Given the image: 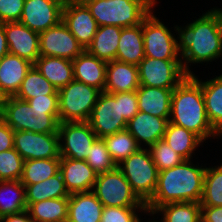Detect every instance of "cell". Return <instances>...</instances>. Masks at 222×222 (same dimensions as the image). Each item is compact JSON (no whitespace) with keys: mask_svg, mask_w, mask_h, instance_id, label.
Listing matches in <instances>:
<instances>
[{"mask_svg":"<svg viewBox=\"0 0 222 222\" xmlns=\"http://www.w3.org/2000/svg\"><path fill=\"white\" fill-rule=\"evenodd\" d=\"M189 22L184 26L175 25L172 30L177 36L183 70L187 75H193L191 65H207L222 58V28L212 8Z\"/></svg>","mask_w":222,"mask_h":222,"instance_id":"1","label":"cell"},{"mask_svg":"<svg viewBox=\"0 0 222 222\" xmlns=\"http://www.w3.org/2000/svg\"><path fill=\"white\" fill-rule=\"evenodd\" d=\"M194 165L193 160L159 171L156 190L145 204L147 212L171 202H199L203 196L206 164Z\"/></svg>","mask_w":222,"mask_h":222,"instance_id":"2","label":"cell"},{"mask_svg":"<svg viewBox=\"0 0 222 222\" xmlns=\"http://www.w3.org/2000/svg\"><path fill=\"white\" fill-rule=\"evenodd\" d=\"M169 122L193 132L203 142L222 138L208 120L201 84L192 75L172 92Z\"/></svg>","mask_w":222,"mask_h":222,"instance_id":"3","label":"cell"},{"mask_svg":"<svg viewBox=\"0 0 222 222\" xmlns=\"http://www.w3.org/2000/svg\"><path fill=\"white\" fill-rule=\"evenodd\" d=\"M98 26H136L155 8L157 0H83Z\"/></svg>","mask_w":222,"mask_h":222,"instance_id":"4","label":"cell"},{"mask_svg":"<svg viewBox=\"0 0 222 222\" xmlns=\"http://www.w3.org/2000/svg\"><path fill=\"white\" fill-rule=\"evenodd\" d=\"M1 119L14 131L58 133L59 110H39L15 96L5 97Z\"/></svg>","mask_w":222,"mask_h":222,"instance_id":"5","label":"cell"},{"mask_svg":"<svg viewBox=\"0 0 222 222\" xmlns=\"http://www.w3.org/2000/svg\"><path fill=\"white\" fill-rule=\"evenodd\" d=\"M130 183L133 192L146 204L153 196L158 182V168L147 148H139L117 165Z\"/></svg>","mask_w":222,"mask_h":222,"instance_id":"6","label":"cell"},{"mask_svg":"<svg viewBox=\"0 0 222 222\" xmlns=\"http://www.w3.org/2000/svg\"><path fill=\"white\" fill-rule=\"evenodd\" d=\"M100 93L76 80L58 90L59 123L88 121Z\"/></svg>","mask_w":222,"mask_h":222,"instance_id":"7","label":"cell"},{"mask_svg":"<svg viewBox=\"0 0 222 222\" xmlns=\"http://www.w3.org/2000/svg\"><path fill=\"white\" fill-rule=\"evenodd\" d=\"M152 10L142 21L145 57L161 60H181L177 37Z\"/></svg>","mask_w":222,"mask_h":222,"instance_id":"8","label":"cell"},{"mask_svg":"<svg viewBox=\"0 0 222 222\" xmlns=\"http://www.w3.org/2000/svg\"><path fill=\"white\" fill-rule=\"evenodd\" d=\"M92 192L103 207H146L117 167L112 171L99 173Z\"/></svg>","mask_w":222,"mask_h":222,"instance_id":"9","label":"cell"},{"mask_svg":"<svg viewBox=\"0 0 222 222\" xmlns=\"http://www.w3.org/2000/svg\"><path fill=\"white\" fill-rule=\"evenodd\" d=\"M87 122L97 138L126 129L128 122L121 114L120 93L102 91Z\"/></svg>","mask_w":222,"mask_h":222,"instance_id":"10","label":"cell"},{"mask_svg":"<svg viewBox=\"0 0 222 222\" xmlns=\"http://www.w3.org/2000/svg\"><path fill=\"white\" fill-rule=\"evenodd\" d=\"M140 85L164 89L176 88L187 76L181 60L144 57L137 65Z\"/></svg>","mask_w":222,"mask_h":222,"instance_id":"11","label":"cell"},{"mask_svg":"<svg viewBox=\"0 0 222 222\" xmlns=\"http://www.w3.org/2000/svg\"><path fill=\"white\" fill-rule=\"evenodd\" d=\"M60 157L85 160L97 138L89 123L61 122L58 126Z\"/></svg>","mask_w":222,"mask_h":222,"instance_id":"12","label":"cell"},{"mask_svg":"<svg viewBox=\"0 0 222 222\" xmlns=\"http://www.w3.org/2000/svg\"><path fill=\"white\" fill-rule=\"evenodd\" d=\"M14 149L24 160L61 158L58 133L14 131Z\"/></svg>","mask_w":222,"mask_h":222,"instance_id":"13","label":"cell"},{"mask_svg":"<svg viewBox=\"0 0 222 222\" xmlns=\"http://www.w3.org/2000/svg\"><path fill=\"white\" fill-rule=\"evenodd\" d=\"M39 48L40 56H53L69 60H74L85 50L63 21L39 33Z\"/></svg>","mask_w":222,"mask_h":222,"instance_id":"14","label":"cell"},{"mask_svg":"<svg viewBox=\"0 0 222 222\" xmlns=\"http://www.w3.org/2000/svg\"><path fill=\"white\" fill-rule=\"evenodd\" d=\"M63 7L57 0H25L19 22L35 32H43L62 21Z\"/></svg>","mask_w":222,"mask_h":222,"instance_id":"15","label":"cell"},{"mask_svg":"<svg viewBox=\"0 0 222 222\" xmlns=\"http://www.w3.org/2000/svg\"><path fill=\"white\" fill-rule=\"evenodd\" d=\"M62 21L86 50L98 30V24L83 2L64 5Z\"/></svg>","mask_w":222,"mask_h":222,"instance_id":"16","label":"cell"},{"mask_svg":"<svg viewBox=\"0 0 222 222\" xmlns=\"http://www.w3.org/2000/svg\"><path fill=\"white\" fill-rule=\"evenodd\" d=\"M4 30L9 53L34 64L40 57L39 33L29 29L19 21L5 22Z\"/></svg>","mask_w":222,"mask_h":222,"instance_id":"17","label":"cell"},{"mask_svg":"<svg viewBox=\"0 0 222 222\" xmlns=\"http://www.w3.org/2000/svg\"><path fill=\"white\" fill-rule=\"evenodd\" d=\"M169 118H160L138 111L127 123V130L141 148H148L163 139Z\"/></svg>","mask_w":222,"mask_h":222,"instance_id":"18","label":"cell"},{"mask_svg":"<svg viewBox=\"0 0 222 222\" xmlns=\"http://www.w3.org/2000/svg\"><path fill=\"white\" fill-rule=\"evenodd\" d=\"M60 173L69 194L92 191L98 173L85 160L60 158Z\"/></svg>","mask_w":222,"mask_h":222,"instance_id":"19","label":"cell"},{"mask_svg":"<svg viewBox=\"0 0 222 222\" xmlns=\"http://www.w3.org/2000/svg\"><path fill=\"white\" fill-rule=\"evenodd\" d=\"M32 63L17 55L7 53L0 59V93L15 96Z\"/></svg>","mask_w":222,"mask_h":222,"instance_id":"20","label":"cell"},{"mask_svg":"<svg viewBox=\"0 0 222 222\" xmlns=\"http://www.w3.org/2000/svg\"><path fill=\"white\" fill-rule=\"evenodd\" d=\"M104 91L121 93L136 91L140 86L138 67L133 64L113 60L107 62Z\"/></svg>","mask_w":222,"mask_h":222,"instance_id":"21","label":"cell"},{"mask_svg":"<svg viewBox=\"0 0 222 222\" xmlns=\"http://www.w3.org/2000/svg\"><path fill=\"white\" fill-rule=\"evenodd\" d=\"M72 64L74 80L93 86L101 92L104 91L107 62L84 50L72 60Z\"/></svg>","mask_w":222,"mask_h":222,"instance_id":"22","label":"cell"},{"mask_svg":"<svg viewBox=\"0 0 222 222\" xmlns=\"http://www.w3.org/2000/svg\"><path fill=\"white\" fill-rule=\"evenodd\" d=\"M103 204L92 191L69 196L67 219L71 222H101Z\"/></svg>","mask_w":222,"mask_h":222,"instance_id":"23","label":"cell"},{"mask_svg":"<svg viewBox=\"0 0 222 222\" xmlns=\"http://www.w3.org/2000/svg\"><path fill=\"white\" fill-rule=\"evenodd\" d=\"M173 90L140 85L136 90L139 111L160 118H169Z\"/></svg>","mask_w":222,"mask_h":222,"instance_id":"24","label":"cell"},{"mask_svg":"<svg viewBox=\"0 0 222 222\" xmlns=\"http://www.w3.org/2000/svg\"><path fill=\"white\" fill-rule=\"evenodd\" d=\"M192 76L201 84L208 120L222 137V74L207 80L195 73Z\"/></svg>","mask_w":222,"mask_h":222,"instance_id":"25","label":"cell"},{"mask_svg":"<svg viewBox=\"0 0 222 222\" xmlns=\"http://www.w3.org/2000/svg\"><path fill=\"white\" fill-rule=\"evenodd\" d=\"M33 65L57 90L74 80L72 60L40 56Z\"/></svg>","mask_w":222,"mask_h":222,"instance_id":"26","label":"cell"},{"mask_svg":"<svg viewBox=\"0 0 222 222\" xmlns=\"http://www.w3.org/2000/svg\"><path fill=\"white\" fill-rule=\"evenodd\" d=\"M144 57L142 23L122 28L116 60L137 66Z\"/></svg>","mask_w":222,"mask_h":222,"instance_id":"27","label":"cell"},{"mask_svg":"<svg viewBox=\"0 0 222 222\" xmlns=\"http://www.w3.org/2000/svg\"><path fill=\"white\" fill-rule=\"evenodd\" d=\"M121 30L119 26H99L92 43L86 50L105 62L116 60Z\"/></svg>","mask_w":222,"mask_h":222,"instance_id":"28","label":"cell"},{"mask_svg":"<svg viewBox=\"0 0 222 222\" xmlns=\"http://www.w3.org/2000/svg\"><path fill=\"white\" fill-rule=\"evenodd\" d=\"M163 140L185 160L193 159L196 149L204 143L193 132L170 122H168Z\"/></svg>","mask_w":222,"mask_h":222,"instance_id":"29","label":"cell"},{"mask_svg":"<svg viewBox=\"0 0 222 222\" xmlns=\"http://www.w3.org/2000/svg\"><path fill=\"white\" fill-rule=\"evenodd\" d=\"M26 210L25 186L20 180L0 181V218Z\"/></svg>","mask_w":222,"mask_h":222,"instance_id":"30","label":"cell"},{"mask_svg":"<svg viewBox=\"0 0 222 222\" xmlns=\"http://www.w3.org/2000/svg\"><path fill=\"white\" fill-rule=\"evenodd\" d=\"M25 186L27 207L31 203L46 199L69 197L70 194L65 188L64 180L59 172L53 177L36 184H23Z\"/></svg>","mask_w":222,"mask_h":222,"instance_id":"31","label":"cell"},{"mask_svg":"<svg viewBox=\"0 0 222 222\" xmlns=\"http://www.w3.org/2000/svg\"><path fill=\"white\" fill-rule=\"evenodd\" d=\"M152 214L162 216L161 222H201L199 202H171L157 207Z\"/></svg>","mask_w":222,"mask_h":222,"instance_id":"32","label":"cell"},{"mask_svg":"<svg viewBox=\"0 0 222 222\" xmlns=\"http://www.w3.org/2000/svg\"><path fill=\"white\" fill-rule=\"evenodd\" d=\"M69 197L46 199L31 203L27 211L31 219L47 222H61L67 219Z\"/></svg>","mask_w":222,"mask_h":222,"instance_id":"33","label":"cell"},{"mask_svg":"<svg viewBox=\"0 0 222 222\" xmlns=\"http://www.w3.org/2000/svg\"><path fill=\"white\" fill-rule=\"evenodd\" d=\"M42 95H58V90L32 65L15 97L27 101Z\"/></svg>","mask_w":222,"mask_h":222,"instance_id":"34","label":"cell"},{"mask_svg":"<svg viewBox=\"0 0 222 222\" xmlns=\"http://www.w3.org/2000/svg\"><path fill=\"white\" fill-rule=\"evenodd\" d=\"M60 172V158L25 160L20 182L36 184Z\"/></svg>","mask_w":222,"mask_h":222,"instance_id":"35","label":"cell"},{"mask_svg":"<svg viewBox=\"0 0 222 222\" xmlns=\"http://www.w3.org/2000/svg\"><path fill=\"white\" fill-rule=\"evenodd\" d=\"M103 140L116 165L141 148L127 129L103 137Z\"/></svg>","mask_w":222,"mask_h":222,"instance_id":"36","label":"cell"},{"mask_svg":"<svg viewBox=\"0 0 222 222\" xmlns=\"http://www.w3.org/2000/svg\"><path fill=\"white\" fill-rule=\"evenodd\" d=\"M201 206H222V163L206 166Z\"/></svg>","mask_w":222,"mask_h":222,"instance_id":"37","label":"cell"},{"mask_svg":"<svg viewBox=\"0 0 222 222\" xmlns=\"http://www.w3.org/2000/svg\"><path fill=\"white\" fill-rule=\"evenodd\" d=\"M85 161L98 174L112 171L117 167L108 152L103 138L94 140Z\"/></svg>","mask_w":222,"mask_h":222,"instance_id":"38","label":"cell"},{"mask_svg":"<svg viewBox=\"0 0 222 222\" xmlns=\"http://www.w3.org/2000/svg\"><path fill=\"white\" fill-rule=\"evenodd\" d=\"M158 171L175 167L185 159L175 152L165 140L161 139L147 148Z\"/></svg>","mask_w":222,"mask_h":222,"instance_id":"39","label":"cell"},{"mask_svg":"<svg viewBox=\"0 0 222 222\" xmlns=\"http://www.w3.org/2000/svg\"><path fill=\"white\" fill-rule=\"evenodd\" d=\"M24 161L14 148L0 152V181L20 180Z\"/></svg>","mask_w":222,"mask_h":222,"instance_id":"40","label":"cell"},{"mask_svg":"<svg viewBox=\"0 0 222 222\" xmlns=\"http://www.w3.org/2000/svg\"><path fill=\"white\" fill-rule=\"evenodd\" d=\"M147 216L146 207H104L101 222H141V216Z\"/></svg>","mask_w":222,"mask_h":222,"instance_id":"41","label":"cell"},{"mask_svg":"<svg viewBox=\"0 0 222 222\" xmlns=\"http://www.w3.org/2000/svg\"><path fill=\"white\" fill-rule=\"evenodd\" d=\"M25 0H0V23L19 21Z\"/></svg>","mask_w":222,"mask_h":222,"instance_id":"42","label":"cell"},{"mask_svg":"<svg viewBox=\"0 0 222 222\" xmlns=\"http://www.w3.org/2000/svg\"><path fill=\"white\" fill-rule=\"evenodd\" d=\"M121 114L128 122L139 111L136 91L120 93Z\"/></svg>","mask_w":222,"mask_h":222,"instance_id":"43","label":"cell"},{"mask_svg":"<svg viewBox=\"0 0 222 222\" xmlns=\"http://www.w3.org/2000/svg\"><path fill=\"white\" fill-rule=\"evenodd\" d=\"M31 107L39 110H59L58 95H42L27 100Z\"/></svg>","mask_w":222,"mask_h":222,"instance_id":"44","label":"cell"},{"mask_svg":"<svg viewBox=\"0 0 222 222\" xmlns=\"http://www.w3.org/2000/svg\"><path fill=\"white\" fill-rule=\"evenodd\" d=\"M14 148V130L0 118V152Z\"/></svg>","mask_w":222,"mask_h":222,"instance_id":"45","label":"cell"},{"mask_svg":"<svg viewBox=\"0 0 222 222\" xmlns=\"http://www.w3.org/2000/svg\"><path fill=\"white\" fill-rule=\"evenodd\" d=\"M201 222H222V206H201Z\"/></svg>","mask_w":222,"mask_h":222,"instance_id":"46","label":"cell"},{"mask_svg":"<svg viewBox=\"0 0 222 222\" xmlns=\"http://www.w3.org/2000/svg\"><path fill=\"white\" fill-rule=\"evenodd\" d=\"M0 222H32V219L26 210L18 214L4 216L0 218Z\"/></svg>","mask_w":222,"mask_h":222,"instance_id":"47","label":"cell"},{"mask_svg":"<svg viewBox=\"0 0 222 222\" xmlns=\"http://www.w3.org/2000/svg\"><path fill=\"white\" fill-rule=\"evenodd\" d=\"M9 53L4 23H0V59Z\"/></svg>","mask_w":222,"mask_h":222,"instance_id":"48","label":"cell"},{"mask_svg":"<svg viewBox=\"0 0 222 222\" xmlns=\"http://www.w3.org/2000/svg\"><path fill=\"white\" fill-rule=\"evenodd\" d=\"M212 9L218 15L219 20H220V24H221V28H222V8H219V7L215 6Z\"/></svg>","mask_w":222,"mask_h":222,"instance_id":"49","label":"cell"},{"mask_svg":"<svg viewBox=\"0 0 222 222\" xmlns=\"http://www.w3.org/2000/svg\"><path fill=\"white\" fill-rule=\"evenodd\" d=\"M63 5L69 4V3H76V2H82L83 0H57Z\"/></svg>","mask_w":222,"mask_h":222,"instance_id":"50","label":"cell"},{"mask_svg":"<svg viewBox=\"0 0 222 222\" xmlns=\"http://www.w3.org/2000/svg\"><path fill=\"white\" fill-rule=\"evenodd\" d=\"M147 215H148V216H151L153 220L150 218L149 221H146V222H161L160 220H157L158 217H157V218H154L156 215H154V214H152V213H150V212H147ZM155 219H156V220H155ZM141 220H142L141 222H143V219H141Z\"/></svg>","mask_w":222,"mask_h":222,"instance_id":"51","label":"cell"},{"mask_svg":"<svg viewBox=\"0 0 222 222\" xmlns=\"http://www.w3.org/2000/svg\"><path fill=\"white\" fill-rule=\"evenodd\" d=\"M4 96L0 93V112L3 111V101H4Z\"/></svg>","mask_w":222,"mask_h":222,"instance_id":"52","label":"cell"},{"mask_svg":"<svg viewBox=\"0 0 222 222\" xmlns=\"http://www.w3.org/2000/svg\"><path fill=\"white\" fill-rule=\"evenodd\" d=\"M32 222H47V221H38V220L32 219Z\"/></svg>","mask_w":222,"mask_h":222,"instance_id":"53","label":"cell"},{"mask_svg":"<svg viewBox=\"0 0 222 222\" xmlns=\"http://www.w3.org/2000/svg\"><path fill=\"white\" fill-rule=\"evenodd\" d=\"M61 222H71L70 220L66 219V220H63Z\"/></svg>","mask_w":222,"mask_h":222,"instance_id":"54","label":"cell"}]
</instances>
